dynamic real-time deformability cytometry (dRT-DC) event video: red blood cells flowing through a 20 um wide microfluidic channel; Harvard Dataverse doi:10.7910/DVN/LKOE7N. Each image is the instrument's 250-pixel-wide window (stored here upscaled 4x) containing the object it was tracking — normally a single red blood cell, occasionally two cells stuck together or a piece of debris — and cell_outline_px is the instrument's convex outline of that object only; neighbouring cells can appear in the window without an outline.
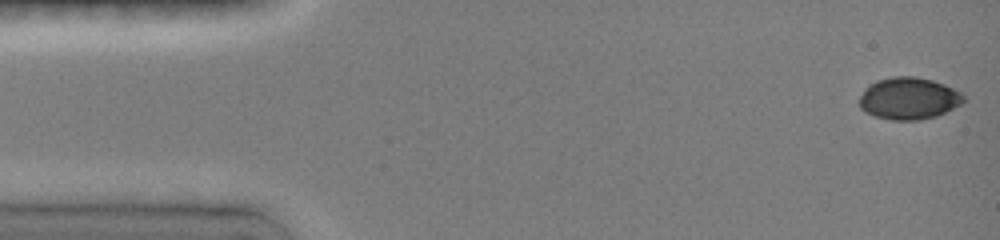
{"species": "common noctule bat (a hibernating species)", "species_latin": "Nyctalus noctula", "temperature_condition": "room temperature", "stored_images_in_passage": 35, "camera_frame_rate_fps": 3000, "um_per_image_px": 0.085, "animal": {"sex": "female", "body_mass_g": 19.0, "forearm_length_mm": 51.5}, "frame": {"image": 1, "passage_image": 1, "time_ms": 0.0, "image_size_px": [1000, 240], "cell_outline_px": [[964, 100], [960, 104], [936, 116], [920, 120], [892, 120], [876, 116], [864, 112], [860, 108], [860, 96], [864, 88], [868, 84], [876, 80], [892, 76], [916, 76], [932, 80], [944, 84], [960, 92], [964, 96]], "centroid_in_image_um": [77.2, 8.35], "position_along_channel_um": 7.8, "area_um2": 25.55}}
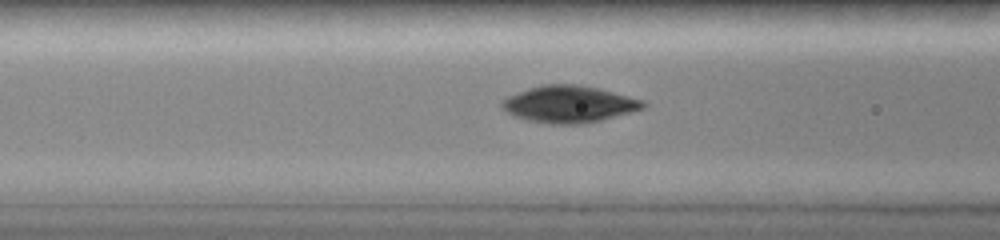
{"frame": {"image": 2, "passage_image": 13, "time_ms": 5.667, "image_size_px": [1000, 240], "cell_outline_px": [[648, 104], [644, 108], [632, 112], [600, 120], [580, 124], [548, 124], [524, 120], [508, 112], [500, 104], [500, 100], [508, 96], [544, 84], [576, 84], [596, 88], [644, 100]], "centroid_in_image_um": [48.38, 8.86], "position_along_channel_um": 118.2, "area_um2": 30.06}}
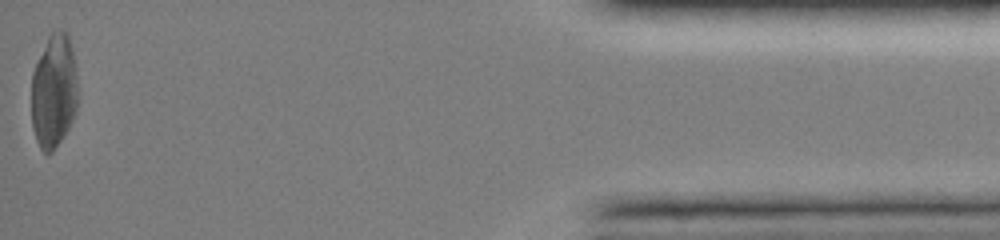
{"frame": {"image": 3, "passage_image": 35, "time_ms": 15.333, "image_size_px": [1000, 240], "cell_outline_px": [[76, 112], [68, 128], [52, 152], [44, 152], [40, 148], [36, 140], [32, 128], [32, 72], [48, 36], [56, 28], [60, 28], [68, 32], [72, 52], [76, 76]], "centroid_in_image_um": [4.56, 7.72], "position_along_channel_um": 430.6, "area_um2": 30.58}, "authors_computed_cell_mechanics": {"area_um2": 29.2468, "velocity_mm_per_s": 4.0281, "shape_relaxation_time_tau1_ms": 3.5042, "shape_relaxation_time_tau2_ms": 2.208, "deformation_change_tau1": 0.1268, "deformation_change_tau2": 0.0522}}